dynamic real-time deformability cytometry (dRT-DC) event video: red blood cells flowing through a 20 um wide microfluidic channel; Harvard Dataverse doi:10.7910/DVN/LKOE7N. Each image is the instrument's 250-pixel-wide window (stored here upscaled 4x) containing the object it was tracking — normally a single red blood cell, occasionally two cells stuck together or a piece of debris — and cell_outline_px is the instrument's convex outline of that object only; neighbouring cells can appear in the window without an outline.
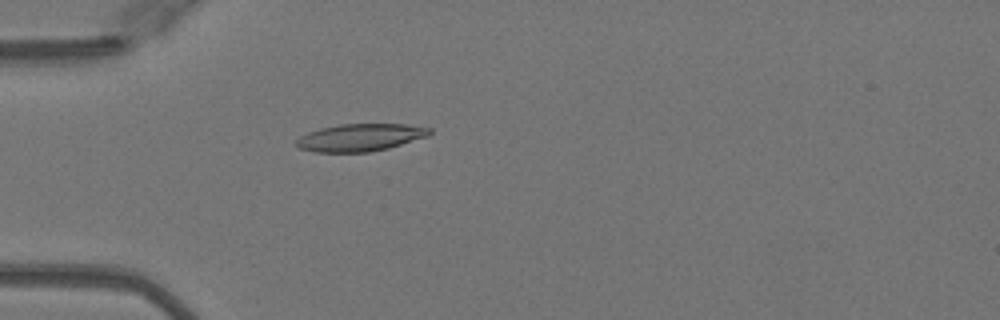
{"species": "Egyptian fruit bat (a non-hibernating species)", "species_latin": "Rousettus aegyptiacus", "temperature_condition": "warm", "stored_images_in_passage": 37, "camera_frame_rate_fps": 3000, "um_per_image_px": 0.085, "animal": {"sex": "female"}, "frame": {"image": 1, "passage_image": 4, "time_ms": 1.0, "image_size_px": [1000, 320], "cell_outline_px": [[432, 132], [428, 136], [388, 148], [368, 152], [312, 152], [300, 148], [296, 144], [296, 140], [300, 136], [308, 132], [320, 128], [340, 124], [408, 124], [432, 128]], "centroid_in_image_um": [30.63, 11.68], "position_along_channel_um": 54.4, "area_um2": 21.33}}
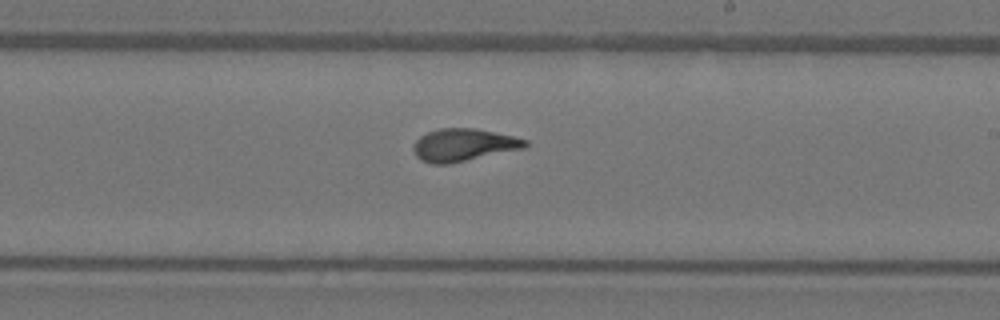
{"frame": {"image": 2, "passage_image": 19, "time_ms": 6.0, "image_size_px": [1000, 320], "cell_outline_px": [[528, 144], [524, 148], [448, 164], [432, 164], [420, 160], [416, 156], [412, 148], [412, 144], [420, 136], [428, 132], [440, 128], [476, 128], [512, 136], [528, 140]], "centroid_in_image_um": [39.36, 12.32], "position_along_channel_um": 249.6, "area_um2": 21.15}}
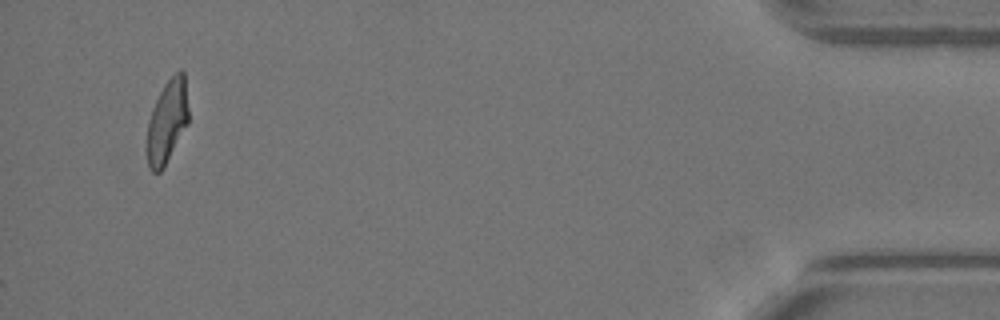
{"frame": {"image": 3, "passage_image": 37, "time_ms": 12.0, "image_size_px": [1000, 320], "cell_outline_px": [[188, 124], [164, 168], [160, 172], [152, 172], [148, 164], [148, 120], [152, 108], [164, 84], [180, 68], [184, 72], [188, 108]], "centroid_in_image_um": [14.23, 10.32], "position_along_channel_um": 421.0, "area_um2": 20.0}, "authors_computed_cell_mechanics": {"area_um2": 20.6346, "velocity_mm_per_s": 4.0817, "shape_relaxation_time_tau1_ms": 3.5973, "shape_relaxation_time_tau2_ms": 0.6669, "deformation_change_tau1": 0.1813, "deformation_change_tau2": 0.0752}}